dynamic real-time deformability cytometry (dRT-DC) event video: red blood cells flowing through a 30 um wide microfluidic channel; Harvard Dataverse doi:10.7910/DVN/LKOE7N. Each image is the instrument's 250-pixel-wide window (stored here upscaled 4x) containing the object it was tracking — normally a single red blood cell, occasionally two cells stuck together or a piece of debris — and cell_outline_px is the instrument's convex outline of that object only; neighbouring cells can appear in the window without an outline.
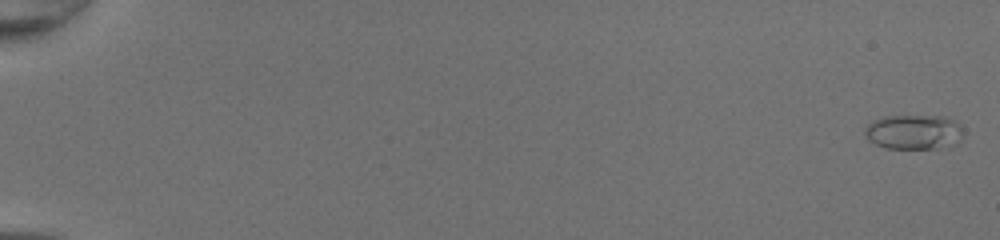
{"species": "common noctule bat (a hibernating species)", "species_latin": "Nyctalus noctula", "temperature_condition": "room temperature", "stored_images_in_passage": 51, "camera_frame_rate_fps": 3000, "um_per_image_px": 0.085, "animal": {"sex": "female", "body_mass_g": 20.0, "forearm_length_mm": 54.0}, "frame": {"image": 1, "passage_image": 1, "time_ms": 0.0, "image_size_px": [1000, 240], "cell_outline_px": [[964, 128], [960, 140], [952, 144], [936, 148], [888, 148], [876, 144], [868, 140], [864, 132], [864, 128], [872, 120], [884, 116], [944, 116], [960, 124]], "centroid_in_image_um": [77.65, 11.2], "position_along_channel_um": 7.3, "area_um2": 19.88}}
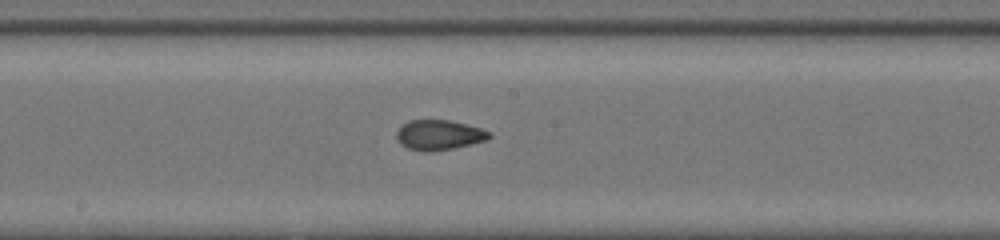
{"frame": {"image": 2, "passage_image": 30, "time_ms": 9.667, "image_size_px": [1000, 240], "cell_outline_px": [[492, 136], [488, 140], [452, 148], [432, 152], [424, 152], [408, 148], [400, 144], [396, 136], [396, 132], [408, 120], [448, 120], [480, 128], [492, 132]], "centroid_in_image_um": [37.32, 11.48], "position_along_channel_um": 210.9, "area_um2": 16.18}}
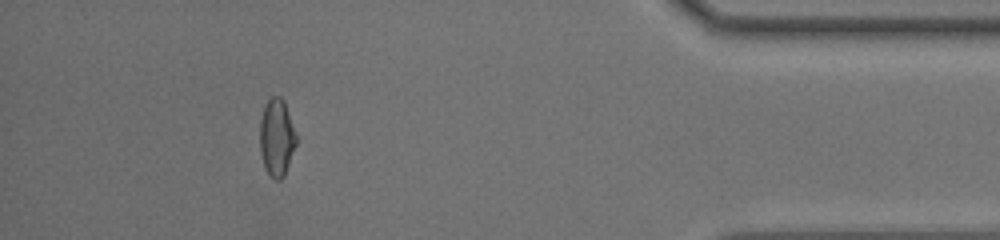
{"frame": {"image": 3, "passage_image": 47, "time_ms": 15.333, "image_size_px": [1000, 240], "cell_outline_px": [[296, 144], [284, 176], [280, 180], [276, 180], [268, 176], [264, 168], [260, 152], [260, 120], [264, 104], [272, 96], [280, 96], [284, 100], [296, 132]], "centroid_in_image_um": [23.51, 11.69], "position_along_channel_um": 411.7, "area_um2": 16.65}, "authors_computed_cell_mechanics": {"area_um2": 16.2996, "velocity_mm_per_s": 4.2897, "shape_relaxation_time_tau1_ms": 5.399, "shape_relaxation_time_tau2_ms": 0.6743, "deformation_change_tau1": 0.195, "deformation_change_tau2": 0.0608}}